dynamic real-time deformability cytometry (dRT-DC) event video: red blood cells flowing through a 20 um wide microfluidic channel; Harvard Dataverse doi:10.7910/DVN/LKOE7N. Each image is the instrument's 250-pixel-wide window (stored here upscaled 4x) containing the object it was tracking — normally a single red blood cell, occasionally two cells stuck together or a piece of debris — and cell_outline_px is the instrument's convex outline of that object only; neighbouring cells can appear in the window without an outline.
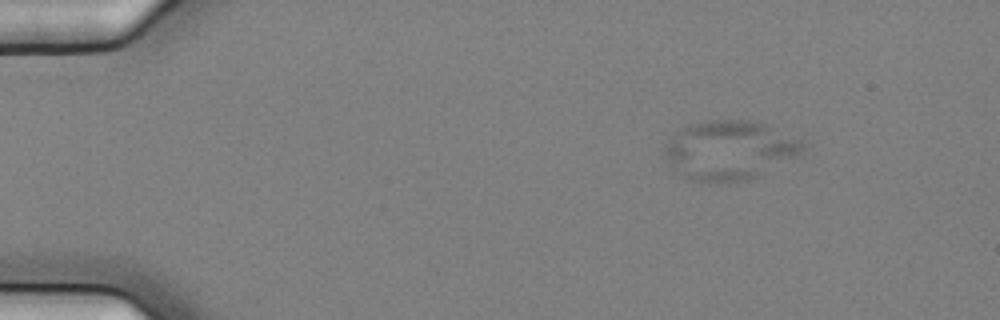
{"species": "common noctule bat (a hibernating species)", "species_latin": "Nyctalus noctula", "temperature_condition": "cold", "stored_images_in_passage": 6, "segment_of_instrument_passage": [1, 2], "camera_frame_rate_fps": 3000, "um_per_image_px": 0.085, "animal": {"sex": "female", "body_mass_g": 25.1}, "frame": {"image": 1, "passage_image": 3, "time_ms": 0.667, "image_size_px": [1000, 320], "cell_outline_px": [[804, 148], [796, 156], [748, 180], [728, 184], [708, 184], [688, 180], [676, 172], [664, 156], [664, 144], [684, 124], [704, 120], [748, 120], [764, 124], [800, 140], [804, 144]], "centroid_in_image_um": [61.89, 12.79], "position_along_channel_um": 23.1, "area_um2": 48.03}}